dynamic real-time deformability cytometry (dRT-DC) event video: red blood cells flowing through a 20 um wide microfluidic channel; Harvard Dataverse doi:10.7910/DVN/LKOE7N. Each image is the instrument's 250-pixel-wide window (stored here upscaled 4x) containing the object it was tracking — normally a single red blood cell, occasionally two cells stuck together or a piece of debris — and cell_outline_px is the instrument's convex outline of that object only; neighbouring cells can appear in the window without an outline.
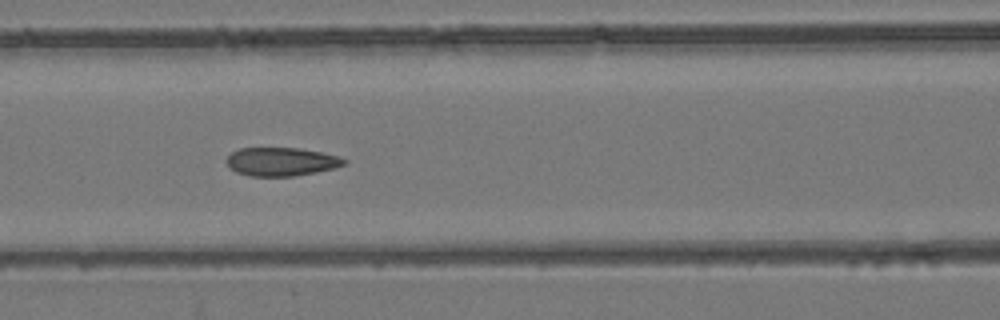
{"species": "common noctule bat (a hibernating species)", "species_latin": "Nyctalus noctula", "temperature_condition": "room temperature", "stored_images_in_passage": 9, "camera_frame_rate_fps": 3000, "um_per_image_px": 0.085, "animal": {"sex": "female", "body_mass_g": 24.6, "forearm_length_mm": 56.2}, "frame": {"image": 1, "passage_image": 6, "time_ms": 6.667, "image_size_px": [1000, 320], "cell_outline_px": [[348, 160], [344, 164], [332, 168], [316, 172], [296, 176], [252, 176], [236, 172], [228, 168], [224, 160], [232, 152], [240, 148], [300, 148], [340, 156]], "centroid_in_image_um": [23.87, 13.74], "position_along_channel_um": 142.7, "area_um2": 19.59}}
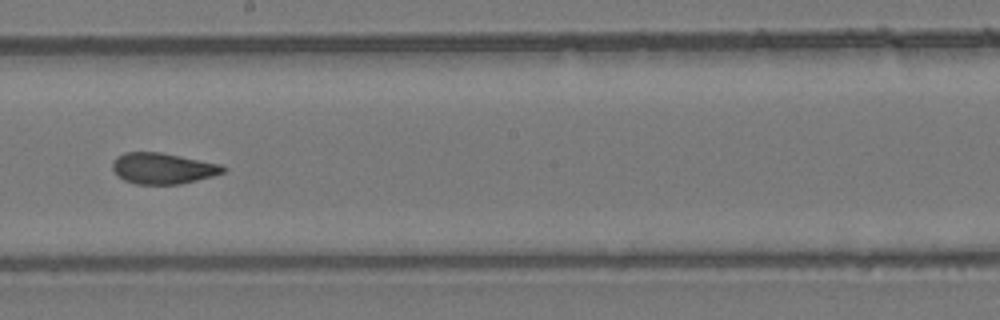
{"frame": {"image": 2, "passage_image": 8, "time_ms": 9.0, "image_size_px": [1000, 320], "cell_outline_px": [[228, 168], [224, 172], [212, 176], [180, 184], [136, 184], [124, 180], [112, 168], [112, 160], [116, 156], [124, 152], [160, 152], [220, 164]], "centroid_in_image_um": [13.82, 14.3], "position_along_channel_um": 234.4, "area_um2": 19.88}}
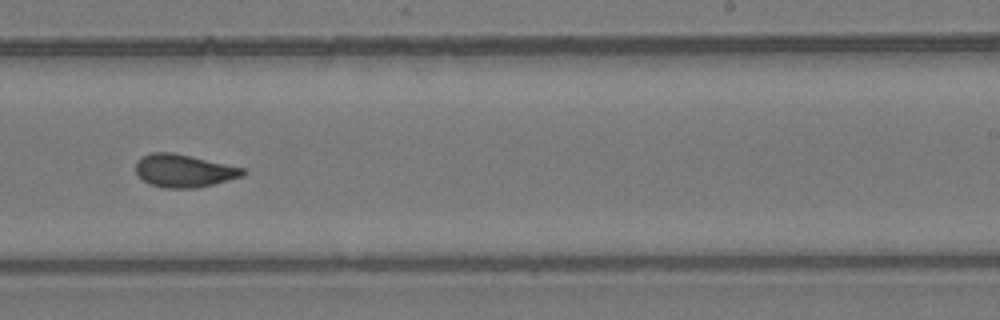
{"frame": {"image": 3, "passage_image": 9, "time_ms": 10.0, "image_size_px": [1000, 320], "cell_outline_px": [[244, 176], [196, 188], [164, 188], [148, 184], [136, 172], [136, 160], [140, 156], [152, 152], [172, 152], [244, 168]], "centroid_in_image_um": [15.58, 14.51], "position_along_channel_um": 273.4, "area_um2": 20.4}}